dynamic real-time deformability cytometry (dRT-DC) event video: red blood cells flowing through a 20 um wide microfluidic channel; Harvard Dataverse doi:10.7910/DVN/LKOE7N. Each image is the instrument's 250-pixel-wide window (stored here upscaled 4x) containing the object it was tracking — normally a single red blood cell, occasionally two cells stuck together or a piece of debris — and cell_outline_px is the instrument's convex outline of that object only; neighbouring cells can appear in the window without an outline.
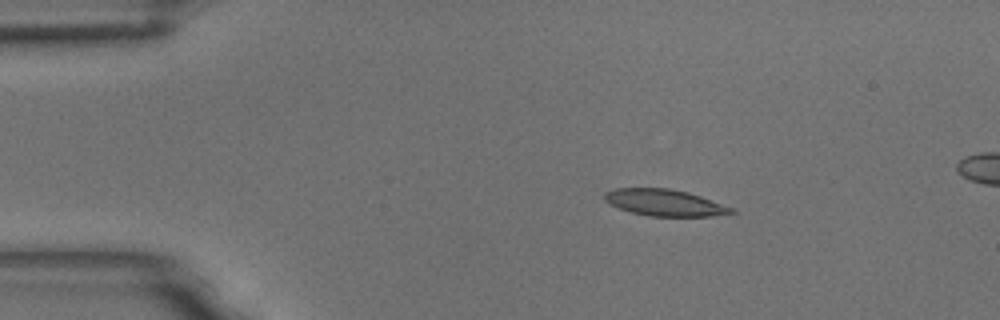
{"species": "common noctule bat (a hibernating species)", "species_latin": "Nyctalus noctula", "temperature_condition": "room temperature", "stored_images_in_passage": 4, "camera_frame_rate_fps": 3000, "um_per_image_px": 0.085, "animal": {"sex": "male", "body_mass_g": 18.8}, "frame": {"image": 1, "passage_image": 1, "time_ms": 0.0, "image_size_px": [1000, 320], "cell_outline_px": [[740, 212], [712, 216], [648, 216], [632, 212], [608, 204], [604, 200], [604, 192], [612, 188], [668, 188], [688, 192], [736, 208]], "centroid_in_image_um": [56.52, 17.22], "position_along_channel_um": 28.5, "area_um2": 19.88}}